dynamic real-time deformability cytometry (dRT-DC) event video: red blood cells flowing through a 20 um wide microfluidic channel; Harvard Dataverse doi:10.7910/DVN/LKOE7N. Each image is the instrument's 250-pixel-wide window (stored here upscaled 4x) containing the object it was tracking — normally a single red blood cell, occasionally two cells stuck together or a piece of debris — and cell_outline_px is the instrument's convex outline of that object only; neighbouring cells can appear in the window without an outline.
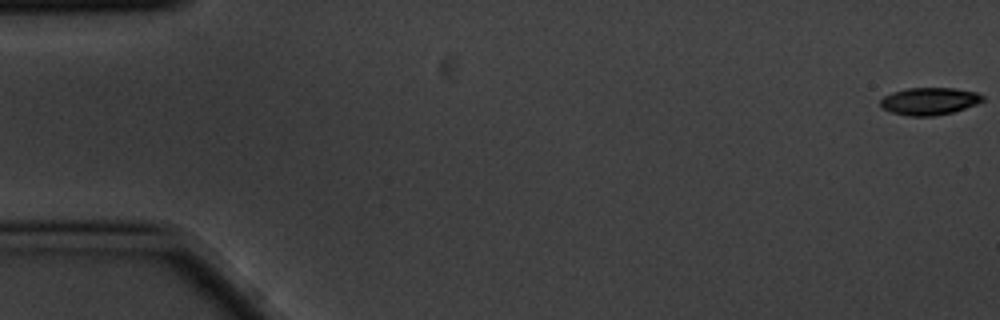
{"species": "common noctule bat (a hibernating species)", "species_latin": "Nyctalus noctula", "temperature_condition": "cold", "stored_images_in_passage": 5, "camera_frame_rate_fps": 3000, "um_per_image_px": 0.085, "animal": {"sex": "male", "body_mass_g": 20.1, "forearm_length_mm": 53.5}, "frame": {"image": 1, "passage_image": 1, "time_ms": 0.0, "image_size_px": [1000, 320], "cell_outline_px": [[984, 100], [976, 104], [952, 112], [936, 116], [908, 116], [892, 112], [884, 108], [880, 104], [880, 100], [884, 96], [892, 92], [908, 88], [956, 88], [976, 92], [984, 96]], "centroid_in_image_um": [79.0, 8.59], "position_along_channel_um": 6.0, "area_um2": 16.24}}
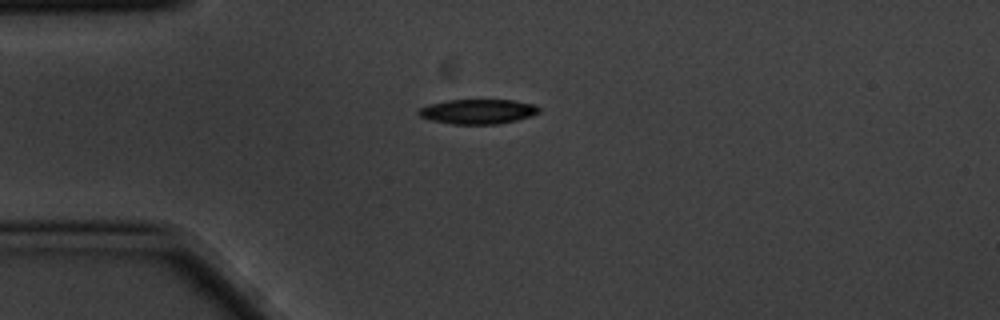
{"frame": {"image": 2, "passage_image": 5, "time_ms": 1.333, "image_size_px": [1000, 320], "cell_outline_px": [[540, 112], [532, 116], [516, 120], [496, 124], [452, 124], [428, 120], [420, 116], [416, 112], [420, 108], [428, 104], [448, 100], [516, 100], [536, 104], [540, 108]], "centroid_in_image_um": [40.63, 9.48], "position_along_channel_um": 44.4, "area_um2": 17.57}}